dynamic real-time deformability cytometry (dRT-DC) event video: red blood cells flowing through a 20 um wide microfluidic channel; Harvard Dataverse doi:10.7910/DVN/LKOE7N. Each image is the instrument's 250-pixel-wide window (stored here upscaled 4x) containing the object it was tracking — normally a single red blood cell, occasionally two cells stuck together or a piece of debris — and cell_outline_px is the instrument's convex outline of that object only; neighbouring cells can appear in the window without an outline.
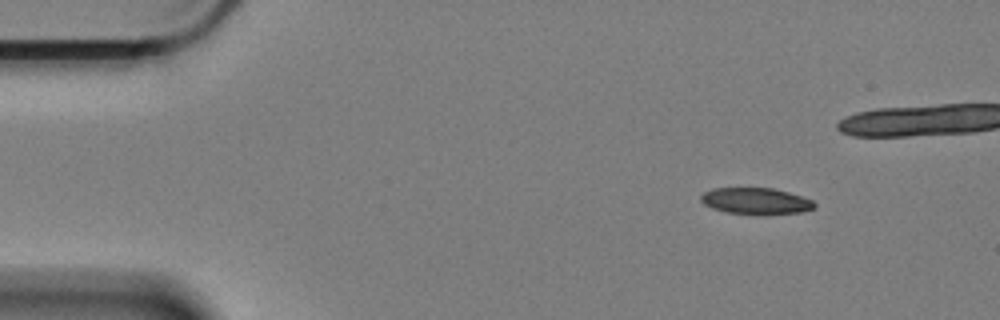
{"species": "Egyptian fruit bat (a non-hibernating species)", "species_latin": "Rousettus aegyptiacus", "temperature_condition": "cold", "stored_images_in_passage": 11, "camera_frame_rate_fps": 3000, "um_per_image_px": 0.085, "animal": {"sex": "female"}, "frame": {"image": 1, "passage_image": 1, "time_ms": 0.0, "image_size_px": [1000, 320], "cell_outline_px": [[816, 208], [800, 212], [728, 212], [712, 208], [704, 204], [700, 200], [700, 196], [704, 192], [712, 188], [772, 188], [788, 192], [812, 200], [816, 204]], "centroid_in_image_um": [64.21, 17.04], "position_along_channel_um": 20.8, "area_um2": 16.7}}